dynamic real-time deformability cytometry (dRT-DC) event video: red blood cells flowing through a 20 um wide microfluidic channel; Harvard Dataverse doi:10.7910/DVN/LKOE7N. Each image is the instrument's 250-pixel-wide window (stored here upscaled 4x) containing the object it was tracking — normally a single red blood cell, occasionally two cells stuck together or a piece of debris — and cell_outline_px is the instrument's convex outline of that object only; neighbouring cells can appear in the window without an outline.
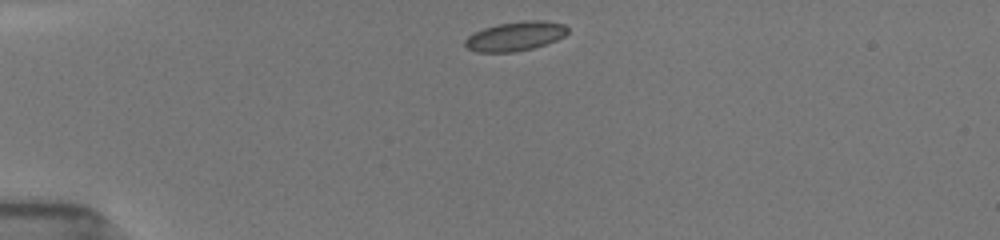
{"species": "common noctule bat (a hibernating species)", "species_latin": "Nyctalus noctula", "temperature_condition": "room temperature", "stored_images_in_passage": 49, "camera_frame_rate_fps": 3000, "um_per_image_px": 0.085, "animal": {"sex": "female", "body_mass_g": 19.5, "forearm_length_mm": 54.1}, "frame": {"image": 1, "passage_image": 1, "time_ms": 0.0, "image_size_px": [1000, 240], "cell_outline_px": [[568, 32], [564, 36], [556, 40], [532, 48], [512, 52], [476, 52], [468, 48], [464, 44], [464, 40], [468, 36], [484, 28], [496, 24], [524, 20], [544, 20], [564, 24], [568, 28]], "centroid_in_image_um": [43.8, 3.07], "position_along_channel_um": 41.2, "area_um2": 17.46}}
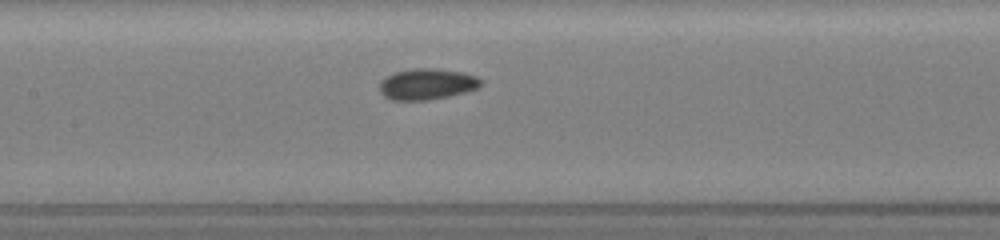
{"frame": {"image": 2, "passage_image": 18, "time_ms": 4.333, "image_size_px": [1000, 240], "cell_outline_px": [[484, 80], [480, 88], [448, 96], [428, 100], [392, 100], [384, 96], [380, 92], [380, 80], [396, 72], [412, 68], [432, 68], [464, 72], [476, 76]], "centroid_in_image_um": [36.33, 7.14], "position_along_channel_um": 171.1, "area_um2": 18.44}}
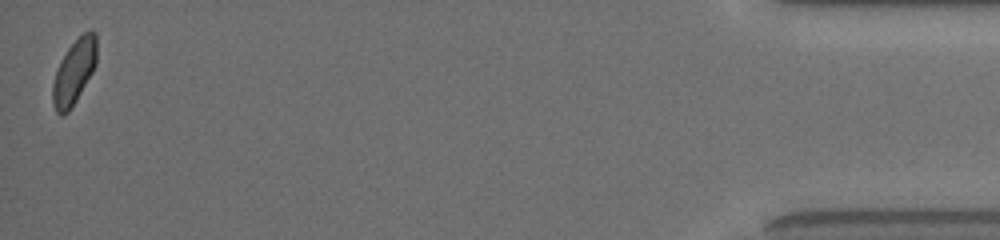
{"frame": {"image": 3, "passage_image": 49, "time_ms": 13.0, "image_size_px": [1000, 240], "cell_outline_px": [[96, 64], [92, 72], [76, 100], [68, 112], [60, 116], [56, 112], [52, 100], [52, 84], [60, 60], [68, 48], [84, 32], [96, 32]], "centroid_in_image_um": [6.28, 6.13], "position_along_channel_um": 428.9, "area_um2": 16.3}, "authors_computed_cell_mechanics": {"area_um2": 17.4556, "velocity_mm_per_s": 3.9203, "shape_relaxation_time_tau1_ms": 3.9575, "shape_relaxation_time_tau2_ms": 2.733, "deformation_change_tau1": 0.0731, "deformation_change_tau2": 0.0669}}